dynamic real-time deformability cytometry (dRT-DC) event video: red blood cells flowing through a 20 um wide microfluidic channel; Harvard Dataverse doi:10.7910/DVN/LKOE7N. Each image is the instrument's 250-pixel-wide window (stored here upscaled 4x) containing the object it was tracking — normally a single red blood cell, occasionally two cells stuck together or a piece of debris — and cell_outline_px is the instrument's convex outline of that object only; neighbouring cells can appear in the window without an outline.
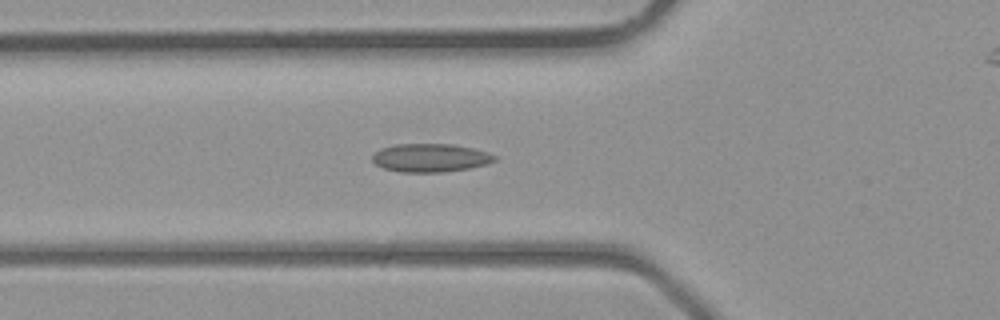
{"species": "common noctule bat (a hibernating species)", "species_latin": "Nyctalus noctula", "temperature_condition": "room temperature", "stored_images_in_passage": 35, "camera_frame_rate_fps": 3000, "um_per_image_px": 0.085, "animal": {"sex": "male", "body_mass_g": 23.1, "forearm_length_mm": 52.7}, "frame": {"image": 1, "passage_image": 14, "time_ms": 4.333, "image_size_px": [1000, 320], "cell_outline_px": [[496, 160], [484, 164], [468, 168], [444, 172], [400, 172], [384, 168], [376, 164], [372, 160], [372, 156], [380, 148], [396, 144], [452, 144], [472, 148], [488, 152], [496, 156]], "centroid_in_image_um": [36.56, 13.41], "position_along_channel_um": 89.2, "area_um2": 20.06}}
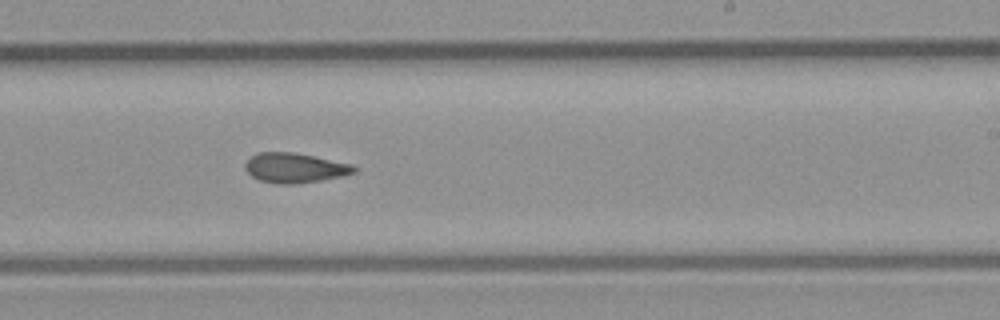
{"frame": {"image": 2, "passage_image": 24, "time_ms": 7.667, "image_size_px": [1000, 320], "cell_outline_px": [[356, 172], [340, 176], [320, 180], [296, 184], [276, 184], [260, 180], [252, 176], [244, 168], [244, 164], [252, 156], [260, 152], [292, 152], [352, 164], [356, 168]], "centroid_in_image_um": [25.03, 14.27], "position_along_channel_um": 264.0, "area_um2": 18.67}}
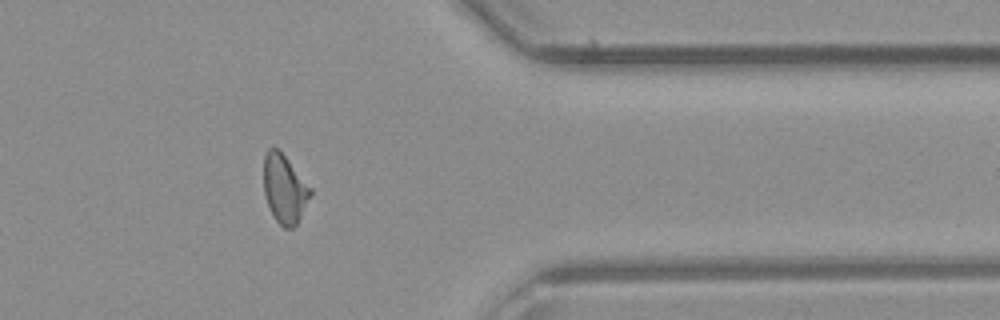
{"frame": {"image": 3, "passage_image": 32, "time_ms": 10.333, "image_size_px": [1000, 320], "cell_outline_px": [[312, 196], [296, 224], [292, 228], [284, 228], [276, 220], [268, 204], [264, 192], [264, 156], [268, 148], [276, 148], [288, 160], [312, 188]], "centroid_in_image_um": [24.2, 16.06], "position_along_channel_um": 387.2, "area_um2": 18.44}}